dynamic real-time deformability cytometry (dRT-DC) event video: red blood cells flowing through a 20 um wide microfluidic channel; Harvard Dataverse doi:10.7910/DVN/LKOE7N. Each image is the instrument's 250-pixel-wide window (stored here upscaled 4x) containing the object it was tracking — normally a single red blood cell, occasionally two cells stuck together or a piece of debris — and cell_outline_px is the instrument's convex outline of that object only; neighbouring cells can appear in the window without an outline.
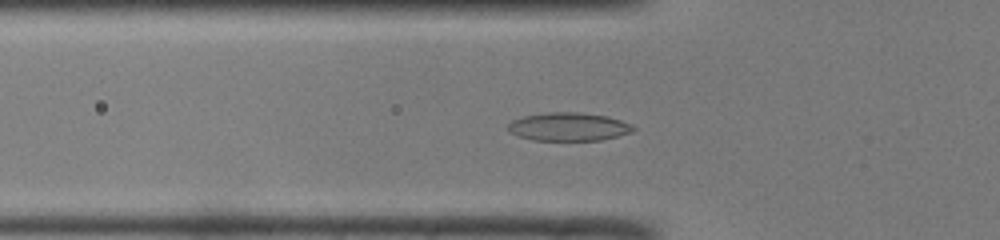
{"species": "common noctule bat (a hibernating species)", "species_latin": "Nyctalus noctula", "temperature_condition": "room temperature", "stored_images_in_passage": 50, "camera_frame_rate_fps": 3000, "um_per_image_px": 0.085, "animal": {"sex": "male", "body_mass_g": 19.0, "forearm_length_mm": 50.8}, "frame": {"image": 1, "passage_image": 17, "time_ms": 5.333, "image_size_px": [1000, 240], "cell_outline_px": [[636, 128], [632, 132], [600, 140], [532, 140], [516, 136], [508, 132], [508, 124], [512, 120], [524, 116], [548, 112], [576, 112], [604, 116], [620, 120], [632, 124]], "centroid_in_image_um": [48.29, 10.78], "position_along_channel_um": 77.5, "area_um2": 20.58}}
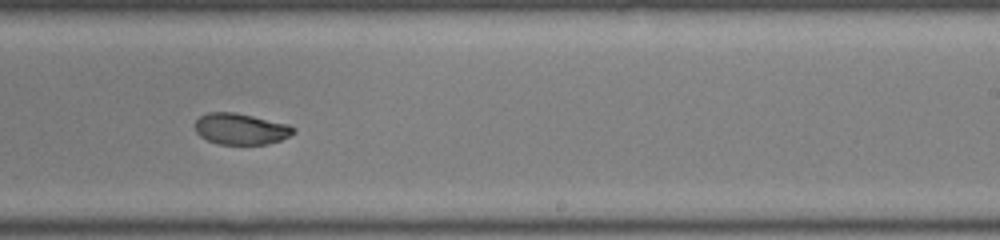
{"frame": {"image": 2, "passage_image": 31, "time_ms": 10.0, "image_size_px": [1000, 240], "cell_outline_px": [[296, 132], [280, 140], [268, 144], [220, 144], [208, 140], [200, 136], [196, 132], [196, 120], [200, 116], [208, 112], [236, 112], [288, 124], [296, 128]], "centroid_in_image_um": [20.48, 10.95], "position_along_channel_um": 268.5, "area_um2": 17.86}}
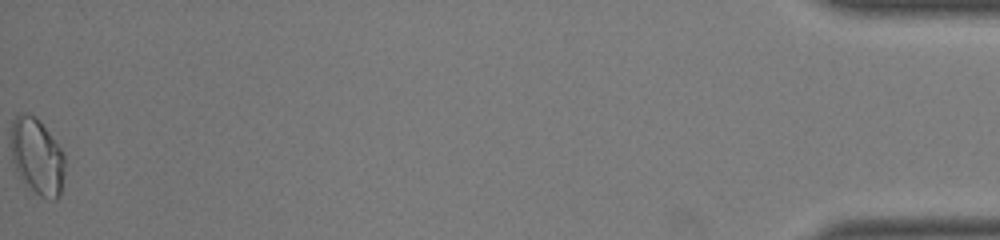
{"frame": {"image": 3, "passage_image": 50, "time_ms": 16.333, "image_size_px": [1000, 240], "cell_outline_px": [[64, 172], [60, 192], [56, 200], [52, 200], [40, 196], [16, 172], [12, 160], [12, 120], [16, 116], [24, 112], [36, 116], [40, 120], [64, 152]], "centroid_in_image_um": [3.16, 13.26], "position_along_channel_um": 432.0, "area_um2": 23.7}, "authors_computed_cell_mechanics": {"area_um2": 19.7676, "velocity_mm_per_s": 4.0968, "shape_relaxation_time_tau1_ms": 7.2211, "shape_relaxation_time_tau2_ms": 2.4775, "deformation_change_tau1": 0.1951, "deformation_change_tau2": 0.0347}}